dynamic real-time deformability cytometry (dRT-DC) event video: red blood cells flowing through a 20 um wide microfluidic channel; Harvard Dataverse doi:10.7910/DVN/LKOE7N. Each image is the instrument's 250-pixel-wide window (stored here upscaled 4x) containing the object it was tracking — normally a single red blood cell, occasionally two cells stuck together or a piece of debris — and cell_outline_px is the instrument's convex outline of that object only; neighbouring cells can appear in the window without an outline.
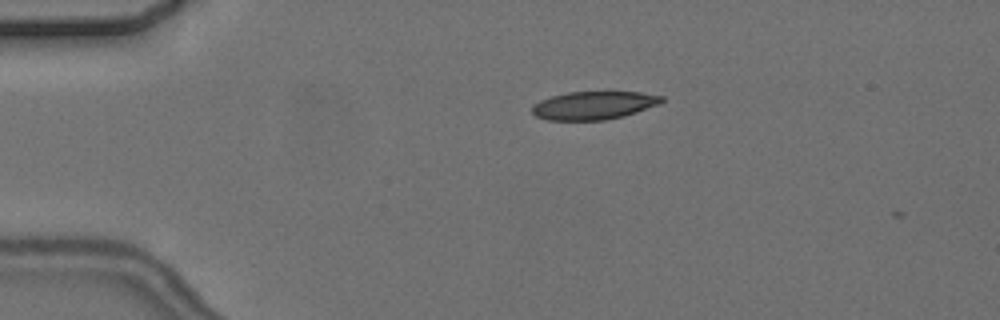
{"species": "common noctule bat (a hibernating species)", "species_latin": "Nyctalus noctula", "temperature_condition": "cold", "stored_images_in_passage": 2, "camera_frame_rate_fps": 3000, "um_per_image_px": 0.085, "animal": {"sex": "female", "body_mass_g": 24.6, "forearm_length_mm": 56.2}, "frame": {"image": 1, "passage_image": 1, "time_ms": 0.0, "image_size_px": [1000, 320], "cell_outline_px": [[664, 100], [660, 104], [624, 116], [604, 120], [548, 120], [536, 116], [532, 112], [532, 104], [540, 100], [552, 96], [568, 92], [640, 92], [664, 96]], "centroid_in_image_um": [50.47, 8.95], "position_along_channel_um": 34.5, "area_um2": 21.27}}